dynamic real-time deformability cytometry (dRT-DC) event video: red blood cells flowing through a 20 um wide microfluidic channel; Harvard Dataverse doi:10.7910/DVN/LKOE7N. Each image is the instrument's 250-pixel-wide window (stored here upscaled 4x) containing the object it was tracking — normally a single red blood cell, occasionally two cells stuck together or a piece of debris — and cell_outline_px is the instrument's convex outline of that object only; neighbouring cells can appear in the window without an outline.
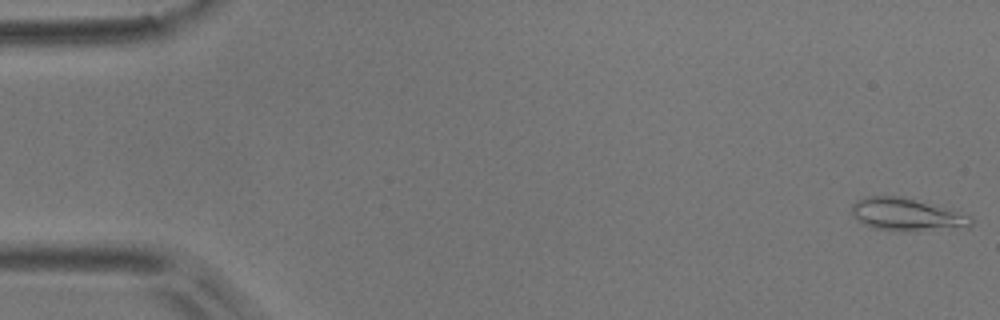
{"species": "common noctule bat (a hibernating species)", "species_latin": "Nyctalus noctula", "temperature_condition": "room temperature", "stored_images_in_passage": 5, "camera_frame_rate_fps": 3000, "um_per_image_px": 0.085, "animal": {"sex": "male", "body_mass_g": 17.9}, "frame": {"image": 1, "passage_image": 1, "time_ms": 0.0, "image_size_px": [1000, 320], "cell_outline_px": [[972, 224], [968, 228], [904, 232], [896, 232], [872, 228], [856, 220], [852, 216], [852, 204], [856, 200], [864, 196], [904, 196], [972, 216]], "centroid_in_image_um": [77.05, 18.26], "position_along_channel_um": 8.0, "area_um2": 23.24}}